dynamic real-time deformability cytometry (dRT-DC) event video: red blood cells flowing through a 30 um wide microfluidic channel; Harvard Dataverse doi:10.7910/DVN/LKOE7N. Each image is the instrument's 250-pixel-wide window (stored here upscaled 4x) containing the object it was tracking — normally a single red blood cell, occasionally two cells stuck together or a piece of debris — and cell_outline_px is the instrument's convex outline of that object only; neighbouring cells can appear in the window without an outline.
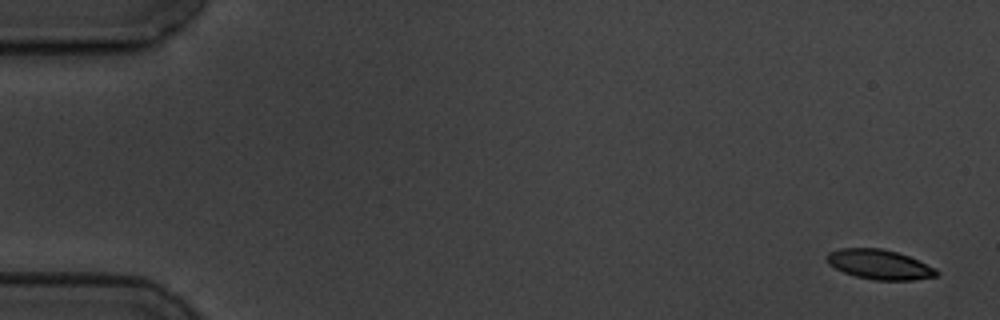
{"species": "common noctule bat (a hibernating species)", "species_latin": "Nyctalus noctula", "temperature_condition": "cold", "stored_images_in_passage": 11, "camera_frame_rate_fps": 3000, "um_per_image_px": 0.085, "animal": {"sex": "male", "body_mass_g": 19.5, "forearm_length_mm": 54.6}, "frame": {"image": 1, "passage_image": 1, "time_ms": 0.0, "image_size_px": [1000, 320], "cell_outline_px": [[940, 272], [936, 276], [912, 280], [872, 280], [856, 276], [844, 272], [828, 264], [824, 256], [828, 252], [840, 248], [880, 248], [896, 252], [908, 256], [936, 268]], "centroid_in_image_um": [74.72, 22.48], "position_along_channel_um": 10.3, "area_um2": 19.02}}
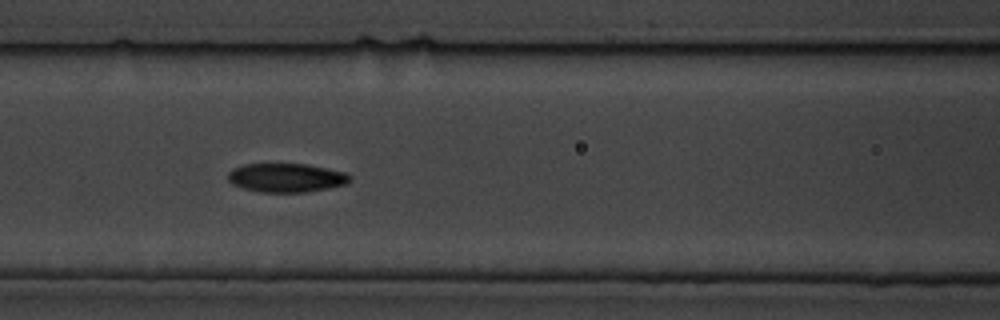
{"frame": {"image": 2, "passage_image": 7, "time_ms": 7.667, "image_size_px": [1000, 320], "cell_outline_px": [[352, 180], [348, 184], [328, 188], [304, 192], [260, 192], [244, 188], [232, 184], [228, 180], [228, 172], [232, 168], [244, 164], [304, 164], [348, 172], [352, 176]], "centroid_in_image_um": [24.37, 15.1], "position_along_channel_um": 142.2, "area_um2": 20.63}}
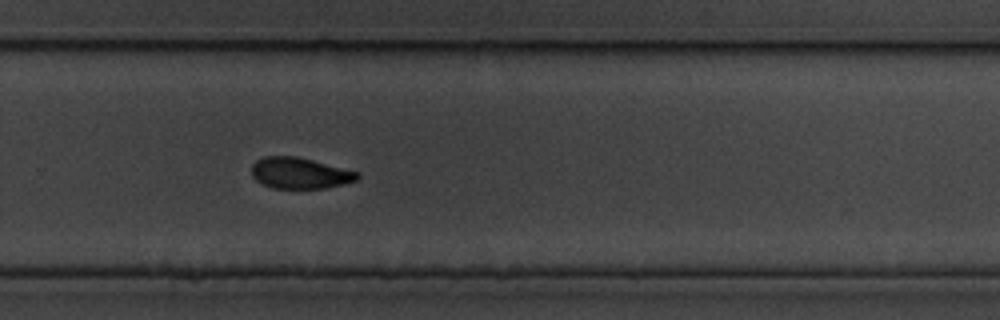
{"frame": {"image": 3, "passage_image": 11, "time_ms": 12.333, "image_size_px": [1000, 320], "cell_outline_px": [[360, 176], [356, 180], [344, 184], [324, 188], [272, 188], [260, 184], [252, 176], [252, 164], [256, 160], [264, 156], [296, 156], [360, 172]], "centroid_in_image_um": [25.47, 14.71], "position_along_channel_um": 304.3, "area_um2": 19.25}}